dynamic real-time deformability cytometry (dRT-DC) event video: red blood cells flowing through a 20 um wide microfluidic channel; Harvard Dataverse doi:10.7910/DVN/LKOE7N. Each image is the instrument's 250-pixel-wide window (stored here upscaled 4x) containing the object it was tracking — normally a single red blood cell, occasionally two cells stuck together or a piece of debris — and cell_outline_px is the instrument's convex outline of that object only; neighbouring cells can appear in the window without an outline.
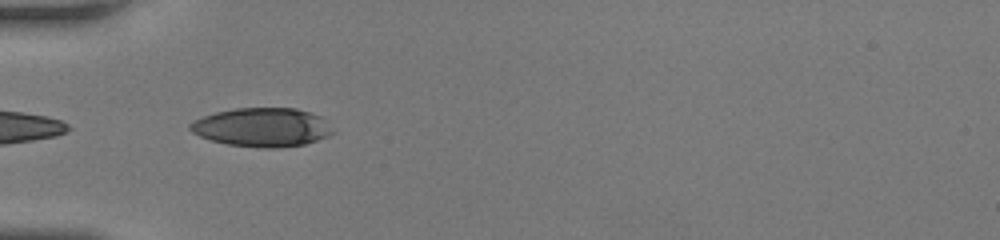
{"species": "human", "species_latin": "Homo sapiens", "temperature_condition": "room temperature", "stored_images_in_passage": 34, "camera_frame_rate_fps": 3000, "um_per_image_px": 0.085, "donor": {"sex": "female"}, "frame": {"image": 1, "passage_image": 1, "time_ms": 0.0, "image_size_px": [1000, 240], "cell_outline_px": [[332, 132], [328, 136], [304, 144], [276, 148], [264, 148], [228, 144], [212, 140], [200, 136], [192, 132], [188, 128], [188, 124], [204, 116], [216, 112], [236, 108], [296, 108], [312, 112], [320, 116]], "centroid_in_image_um": [22.25, 10.81], "position_along_channel_um": 62.8, "area_um2": 31.85}}
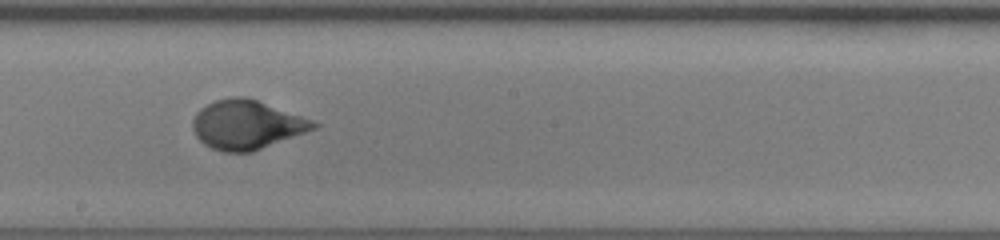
{"frame": {"image": 2, "passage_image": 13, "time_ms": 4.0, "image_size_px": [1000, 240], "cell_outline_px": [[320, 124], [316, 128], [252, 152], [224, 152], [212, 148], [204, 144], [196, 136], [192, 128], [192, 120], [196, 112], [200, 108], [216, 100], [232, 96], [244, 96], [256, 100], [312, 120]], "centroid_in_image_um": [20.93, 10.6], "position_along_channel_um": 227.3, "area_um2": 34.22}}
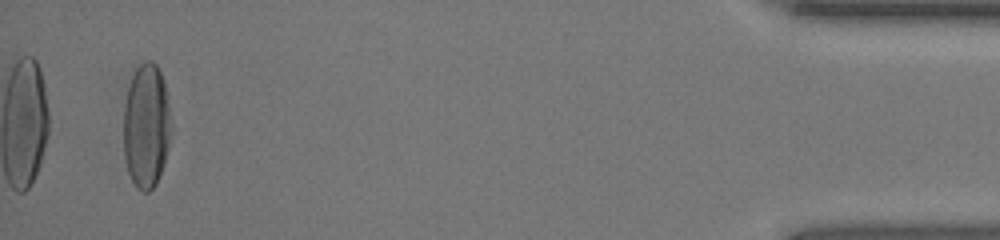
{"frame": {"image": 3, "passage_image": 32, "time_ms": 10.333, "image_size_px": [1000, 240], "cell_outline_px": [[168, 148], [156, 184], [148, 192], [144, 192], [136, 188], [128, 172], [124, 156], [124, 104], [128, 88], [132, 76], [136, 68], [140, 64], [148, 60], [152, 60], [156, 64], [160, 72], [164, 84], [168, 108]], "centroid_in_image_um": [12.39, 10.71], "position_along_channel_um": 422.8, "area_um2": 33.7}, "authors_computed_cell_mechanics": {"area_um2": 33.7841, "velocity_mm_per_s": 4.266, "shape_relaxation_time_tau1_ms": 3.7805, "shape_relaxation_time_tau2_ms": null, "deformation_change_tau1": 0.2183, "deformation_change_tau2": null}}